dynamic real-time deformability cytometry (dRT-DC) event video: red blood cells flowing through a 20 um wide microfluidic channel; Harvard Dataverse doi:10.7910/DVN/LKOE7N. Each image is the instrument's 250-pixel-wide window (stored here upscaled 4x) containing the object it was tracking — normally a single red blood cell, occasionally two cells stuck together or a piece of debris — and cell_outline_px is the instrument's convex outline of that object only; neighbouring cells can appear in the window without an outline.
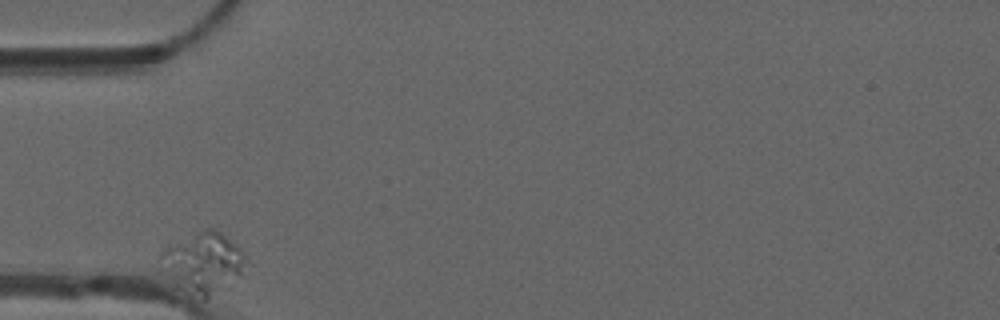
{"species": "common noctule bat (a hibernating species)", "species_latin": "Nyctalus noctula", "temperature_condition": "warm", "stored_images_in_passage": 8, "camera_frame_rate_fps": 3000, "um_per_image_px": 0.085, "animal": {"sex": "male", "forearm_length_mm": 52.5}, "frame": {"image": 1, "passage_image": 1, "time_ms": 0.0, "image_size_px": [1000, 320], "cell_outline_px": [[244, 260], [240, 272], [232, 288], [204, 300], [188, 300], [172, 288], [156, 256], [160, 248], [168, 240], [204, 228], [212, 228], [220, 232], [236, 244], [240, 248], [244, 256]], "centroid_in_image_um": [17.09, 22.41], "position_along_channel_um": 67.9, "area_um2": 32.83}}
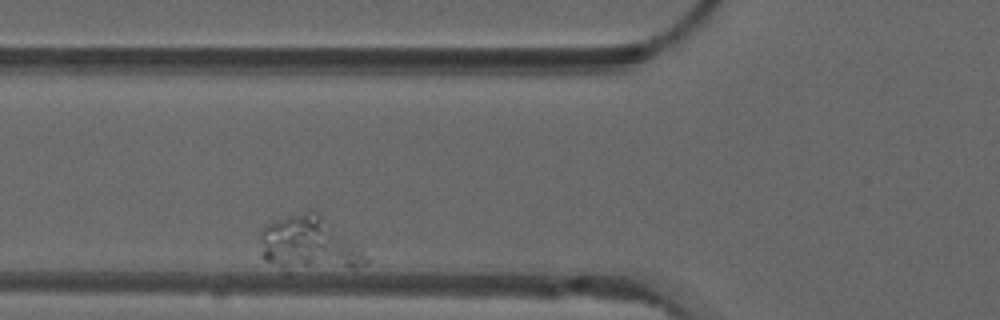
{"frame": {"image": 2, "passage_image": 5, "time_ms": 1.333, "image_size_px": [1000, 320], "cell_outline_px": [[368, 264], [356, 268], [288, 276], [264, 260], [260, 236], [260, 232], [264, 224], [288, 216], [316, 212], [360, 244], [368, 256]], "centroid_in_image_um": [26.3, 20.9], "position_along_channel_um": 99.5, "area_um2": 35.37}}